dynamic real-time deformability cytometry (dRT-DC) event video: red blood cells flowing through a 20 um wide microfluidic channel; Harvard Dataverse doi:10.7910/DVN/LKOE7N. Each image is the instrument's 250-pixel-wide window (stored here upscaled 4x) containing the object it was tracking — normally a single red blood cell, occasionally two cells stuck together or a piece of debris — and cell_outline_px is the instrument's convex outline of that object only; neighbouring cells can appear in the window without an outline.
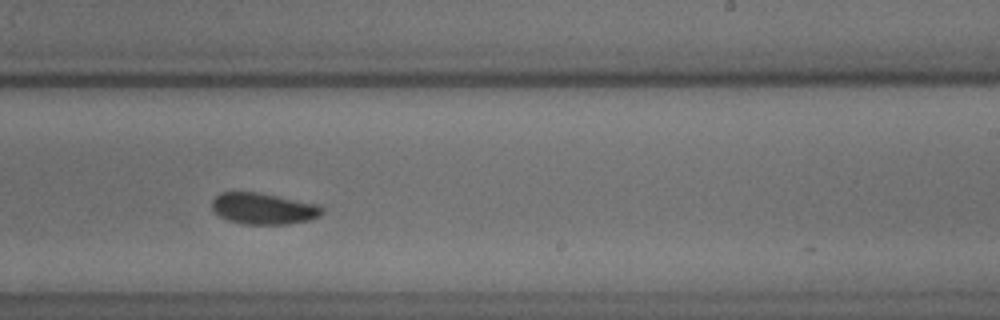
{"species": "common noctule bat (a hibernating species)", "species_latin": "Nyctalus noctula", "temperature_condition": "cold", "stored_images_in_passage": 24, "camera_frame_rate_fps": 3000, "um_per_image_px": 0.085, "animal": {"sex": "male", "body_mass_g": 18.8}, "frame": {"image": 1, "passage_image": 20, "time_ms": 6.333, "image_size_px": [1000, 320], "cell_outline_px": [[324, 212], [320, 216], [308, 220], [288, 224], [244, 224], [228, 220], [212, 212], [212, 200], [220, 192], [260, 192], [320, 204], [324, 208]], "centroid_in_image_um": [22.41, 17.72], "position_along_channel_um": 266.6, "area_um2": 20.4}}